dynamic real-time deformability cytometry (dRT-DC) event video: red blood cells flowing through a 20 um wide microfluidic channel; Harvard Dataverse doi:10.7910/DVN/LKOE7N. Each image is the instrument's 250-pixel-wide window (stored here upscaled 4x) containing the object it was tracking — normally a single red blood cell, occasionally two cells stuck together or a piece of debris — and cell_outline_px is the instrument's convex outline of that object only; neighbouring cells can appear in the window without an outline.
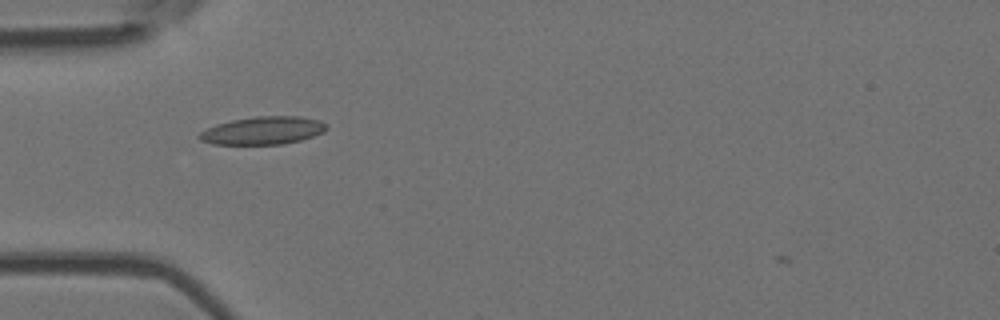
{"species": "Egyptian fruit bat (a non-hibernating species)", "species_latin": "Rousettus aegyptiacus", "temperature_condition": "room temperature", "stored_images_in_passage": 4, "camera_frame_rate_fps": 3000, "um_per_image_px": 0.085, "animal": {"sex": "female"}, "frame": {"image": 1, "passage_image": 2, "time_ms": 0.333, "image_size_px": [1000, 320], "cell_outline_px": [[328, 128], [324, 132], [300, 140], [284, 144], [212, 144], [200, 140], [196, 136], [200, 132], [216, 124], [232, 120], [256, 116], [300, 116], [320, 120], [328, 124]], "centroid_in_image_um": [22.36, 11.09], "position_along_channel_um": 62.6, "area_um2": 20.75}}